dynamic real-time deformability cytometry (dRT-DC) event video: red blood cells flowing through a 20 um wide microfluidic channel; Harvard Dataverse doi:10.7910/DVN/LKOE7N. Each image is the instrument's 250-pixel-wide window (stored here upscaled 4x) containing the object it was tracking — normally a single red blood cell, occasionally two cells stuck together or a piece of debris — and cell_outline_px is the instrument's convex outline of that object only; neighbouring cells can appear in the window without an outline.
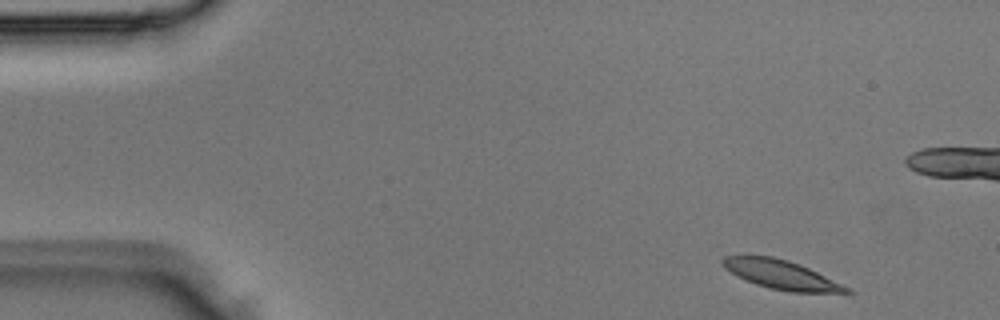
{"species": "Egyptian fruit bat (a non-hibernating species)", "species_latin": "Rousettus aegyptiacus", "temperature_condition": "room temperature", "stored_images_in_passage": 4, "camera_frame_rate_fps": 3000, "um_per_image_px": 0.085, "animal": {"sex": "male"}, "frame": {"image": 1, "passage_image": 1, "time_ms": 0.0, "image_size_px": [1000, 320], "cell_outline_px": [[852, 292], [788, 292], [756, 284], [736, 276], [724, 268], [720, 264], [720, 260], [724, 252], [772, 256], [788, 260], [800, 264], [848, 288]], "centroid_in_image_um": [66.17, 23.27], "position_along_channel_um": 18.8, "area_um2": 21.21}}